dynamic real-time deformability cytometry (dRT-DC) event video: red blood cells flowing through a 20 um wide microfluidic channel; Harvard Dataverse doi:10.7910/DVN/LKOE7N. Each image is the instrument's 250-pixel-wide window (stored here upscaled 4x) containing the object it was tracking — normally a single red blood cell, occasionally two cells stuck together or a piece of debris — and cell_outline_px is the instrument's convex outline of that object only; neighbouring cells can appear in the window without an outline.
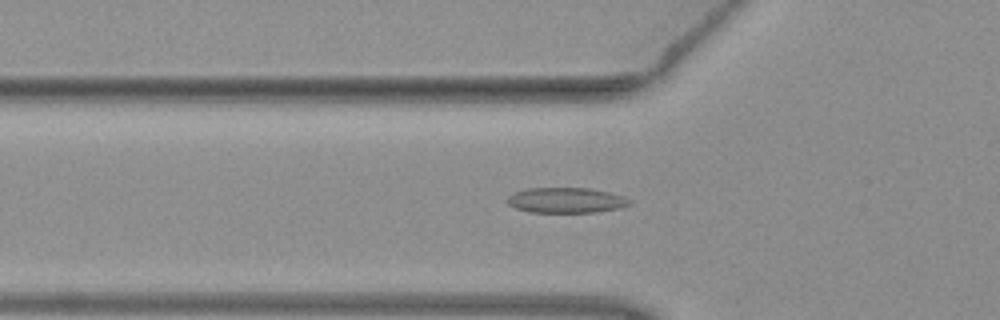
{"species": "common noctule bat (a hibernating species)", "species_latin": "Nyctalus noctula", "temperature_condition": "warm", "stored_images_in_passage": 51, "camera_frame_rate_fps": 3000, "um_per_image_px": 0.085, "animal": {"sex": "female", "body_mass_g": 19.3, "forearm_length_mm": 54.1}, "frame": {"image": 1, "passage_image": 17, "time_ms": 5.333, "image_size_px": [1000, 320], "cell_outline_px": [[632, 204], [620, 208], [596, 212], [528, 212], [516, 208], [508, 204], [508, 196], [524, 188], [588, 188], [608, 192], [620, 196], [628, 200]], "centroid_in_image_um": [48.08, 17.02], "position_along_channel_um": 77.7, "area_um2": 17.86}}
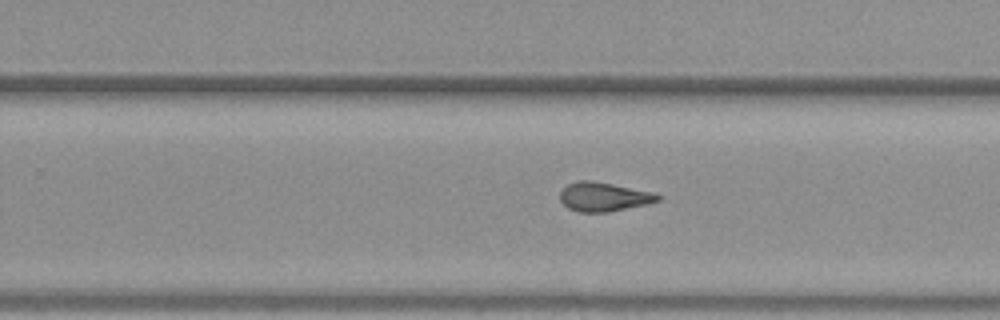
{"frame": {"image": 2, "passage_image": 32, "time_ms": 10.333, "image_size_px": [1000, 320], "cell_outline_px": [[660, 200], [648, 204], [608, 212], [580, 212], [568, 208], [560, 200], [560, 192], [568, 184], [576, 180], [592, 180], [656, 192], [660, 196]], "centroid_in_image_um": [51.34, 16.72], "position_along_channel_um": 278.5, "area_um2": 16.7}}
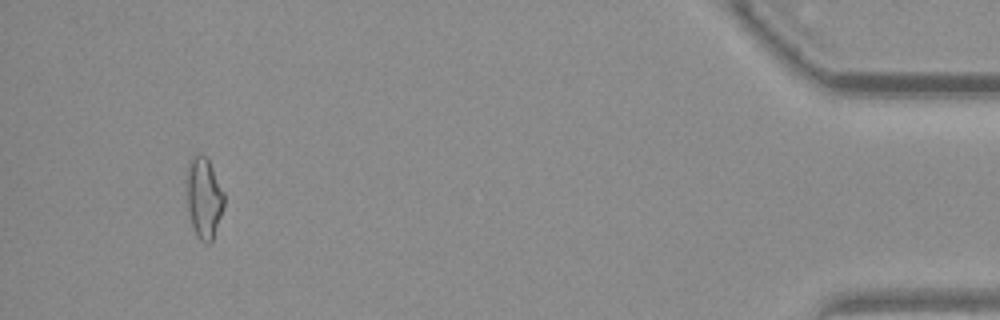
{"frame": {"image": 3, "passage_image": 48, "time_ms": 15.667, "image_size_px": [1000, 320], "cell_outline_px": [[224, 204], [212, 240], [208, 244], [204, 244], [196, 236], [192, 228], [188, 212], [184, 180], [192, 156], [204, 156], [208, 160], [224, 192]], "centroid_in_image_um": [17.29, 16.85], "position_along_channel_um": 417.9, "area_um2": 17.74}, "authors_computed_cell_mechanics": {"area_um2": 17.2244, "velocity_mm_per_s": 4.0017, "shape_relaxation_time_tau1_ms": 6.6147, "shape_relaxation_time_tau2_ms": 2.0731, "deformation_change_tau1": 0.1694, "deformation_change_tau2": 0.0942}}